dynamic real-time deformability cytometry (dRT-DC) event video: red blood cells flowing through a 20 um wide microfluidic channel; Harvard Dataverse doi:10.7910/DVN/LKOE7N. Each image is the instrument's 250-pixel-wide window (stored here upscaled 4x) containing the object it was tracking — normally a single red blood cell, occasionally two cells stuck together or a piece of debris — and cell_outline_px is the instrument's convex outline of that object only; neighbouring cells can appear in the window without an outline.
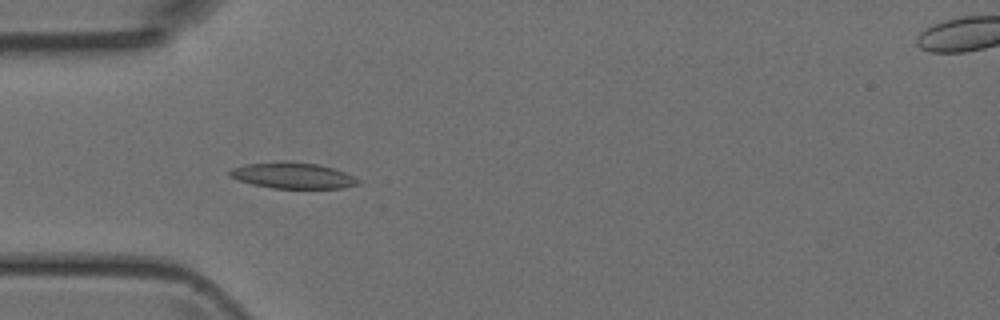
{"species": "Egyptian fruit bat (a non-hibernating species)", "species_latin": "Rousettus aegyptiacus", "temperature_condition": "room temperature", "stored_images_in_passage": 34, "camera_frame_rate_fps": 3000, "um_per_image_px": 0.085, "animal": {"sex": "female"}, "frame": {"image": 1, "passage_image": 1, "time_ms": 0.0, "image_size_px": [1000, 320], "cell_outline_px": [[360, 184], [340, 188], [272, 188], [252, 184], [228, 176], [228, 172], [232, 168], [244, 164], [280, 160], [292, 160], [320, 164], [344, 172], [360, 180]], "centroid_in_image_um": [24.85, 14.89], "position_along_channel_um": 60.1, "area_um2": 19.77}}
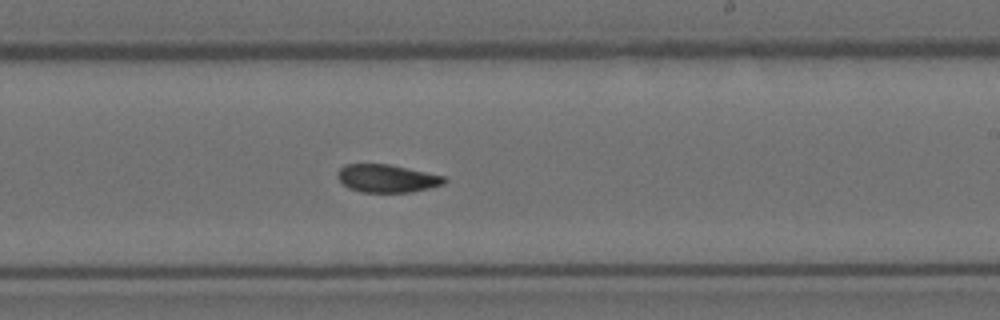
{"frame": {"image": 2, "passage_image": 15, "time_ms": 4.667, "image_size_px": [1000, 320], "cell_outline_px": [[448, 180], [444, 184], [412, 192], [360, 192], [348, 188], [336, 176], [336, 172], [344, 164], [388, 164], [444, 176]], "centroid_in_image_um": [32.86, 15.17], "position_along_channel_um": 256.1, "area_um2": 17.34}}
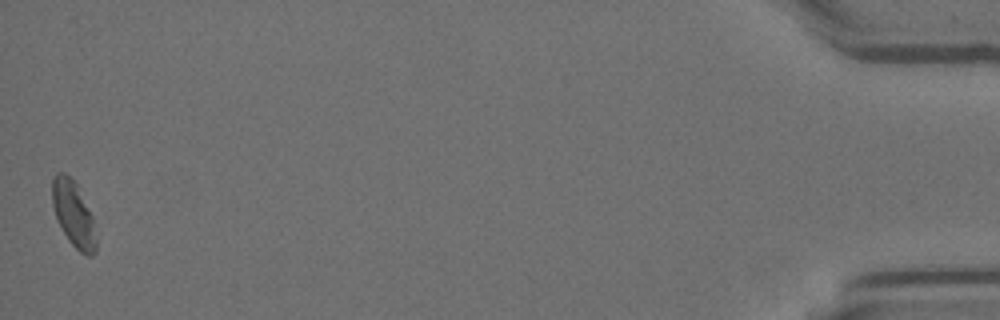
{"frame": {"image": 3, "passage_image": 34, "time_ms": 11.0, "image_size_px": [1000, 320], "cell_outline_px": [[96, 252], [92, 256], [88, 256], [80, 252], [68, 240], [56, 220], [52, 204], [52, 180], [56, 172], [64, 172], [76, 184], [92, 216], [96, 240]], "centroid_in_image_um": [6.22, 18.21], "position_along_channel_um": 429.0, "area_um2": 16.65}}